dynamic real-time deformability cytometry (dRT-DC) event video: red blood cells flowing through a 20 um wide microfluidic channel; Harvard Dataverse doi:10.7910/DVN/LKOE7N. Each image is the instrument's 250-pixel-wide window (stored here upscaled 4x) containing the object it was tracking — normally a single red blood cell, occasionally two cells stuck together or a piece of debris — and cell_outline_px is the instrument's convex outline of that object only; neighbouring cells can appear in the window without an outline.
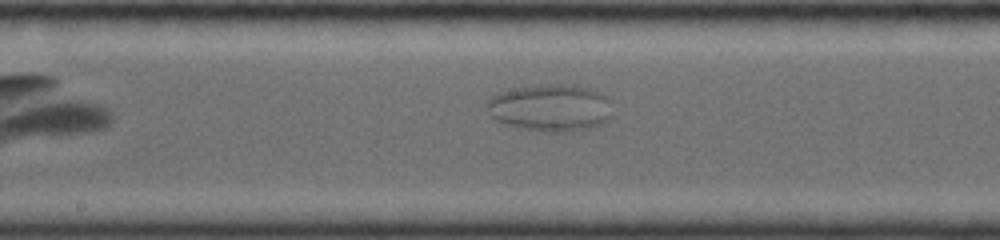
{"species": "common noctule bat (a hibernating species)", "species_latin": "Nyctalus noctula", "temperature_condition": "room temperature", "stored_images_in_passage": 45, "camera_frame_rate_fps": 4000, "um_per_image_px": 0.085, "animal": {"sex": "female", "body_mass_g": 19.0, "forearm_length_mm": 56.7}, "frame": {"image": 1, "passage_image": 19, "time_ms": 5.0, "image_size_px": [1000, 240], "cell_outline_px": [[612, 116], [608, 120], [600, 124], [588, 128], [568, 132], [548, 132], [504, 124], [496, 120], [492, 116], [488, 104], [488, 100], [492, 96], [500, 92], [520, 88], [560, 84], [588, 88], [600, 92], [608, 96]], "centroid_in_image_um": [46.85, 9.18], "position_along_channel_um": 201.4, "area_um2": 33.76}}
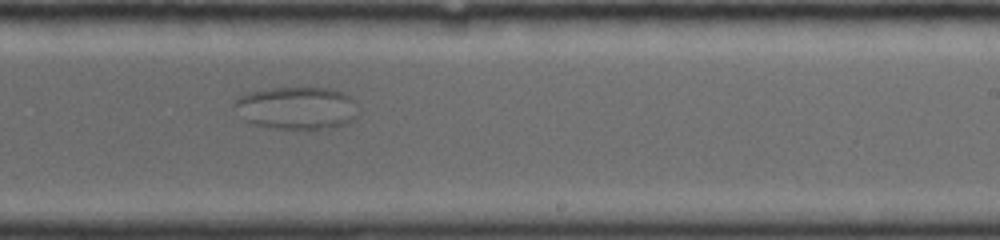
{"frame": {"image": 2, "passage_image": 25, "time_ms": 6.75, "image_size_px": [1000, 240], "cell_outline_px": [[356, 116], [348, 124], [332, 128], [272, 128], [252, 124], [244, 120], [232, 108], [232, 104], [236, 96], [252, 92], [272, 88], [328, 88], [352, 96]], "centroid_in_image_um": [25.15, 9.18], "position_along_channel_um": 263.9, "area_um2": 30.75}}